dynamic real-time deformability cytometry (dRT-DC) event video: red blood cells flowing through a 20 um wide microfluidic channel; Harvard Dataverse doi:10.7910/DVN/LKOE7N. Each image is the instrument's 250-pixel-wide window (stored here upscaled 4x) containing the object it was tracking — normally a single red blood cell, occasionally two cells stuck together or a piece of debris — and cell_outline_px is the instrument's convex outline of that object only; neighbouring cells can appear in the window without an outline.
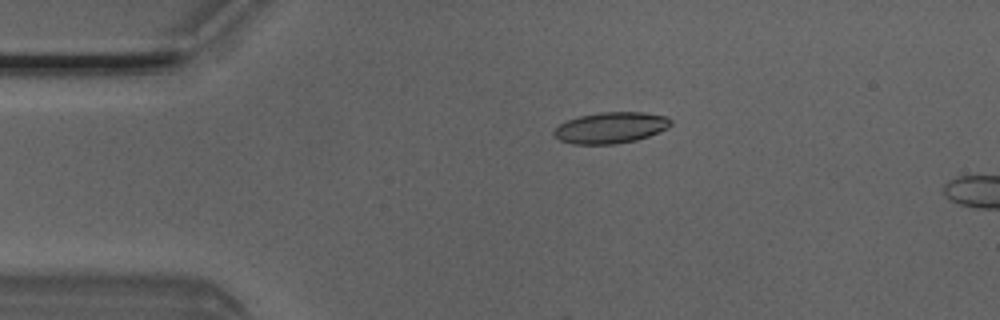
{"species": "Egyptian fruit bat (a non-hibernating species)", "species_latin": "Rousettus aegyptiacus", "temperature_condition": "room temperature", "stored_images_in_passage": 3, "camera_frame_rate_fps": 3000, "um_per_image_px": 0.085, "animal": {"sex": "male"}, "frame": {"image": 1, "passage_image": 1, "time_ms": 0.0, "image_size_px": [1000, 320], "cell_outline_px": [[672, 124], [668, 128], [648, 136], [636, 140], [616, 144], [572, 144], [560, 140], [552, 136], [552, 132], [560, 124], [576, 116], [600, 112], [644, 112], [668, 116], [672, 120]], "centroid_in_image_um": [51.91, 10.85], "position_along_channel_um": 33.1, "area_um2": 21.44}}